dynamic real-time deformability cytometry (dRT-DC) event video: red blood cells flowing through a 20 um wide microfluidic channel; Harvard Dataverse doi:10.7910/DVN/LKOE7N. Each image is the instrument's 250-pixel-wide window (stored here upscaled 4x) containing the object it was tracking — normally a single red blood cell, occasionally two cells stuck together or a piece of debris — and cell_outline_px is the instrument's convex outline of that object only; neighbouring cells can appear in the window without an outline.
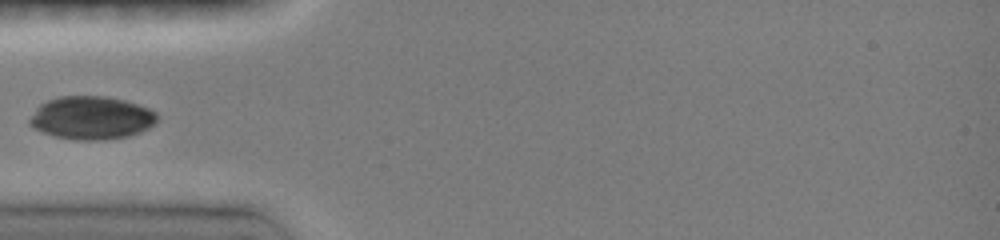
{"species": "common noctule bat (a hibernating species)", "species_latin": "Nyctalus noctula", "temperature_condition": "room temperature", "stored_images_in_passage": 22, "camera_frame_rate_fps": 3000, "um_per_image_px": 0.085, "animal": {"sex": "female", "body_mass_g": 19.0, "forearm_length_mm": 51.5}, "frame": {"image": 1, "passage_image": 1, "time_ms": 0.0, "image_size_px": [1000, 240], "cell_outline_px": [[156, 120], [148, 128], [140, 132], [128, 136], [100, 140], [80, 140], [56, 136], [44, 132], [28, 124], [28, 120], [36, 108], [40, 104], [48, 100], [60, 96], [108, 96], [124, 100], [148, 108], [156, 112]], "centroid_in_image_um": [7.75, 10.0], "position_along_channel_um": 77.2, "area_um2": 31.73}}
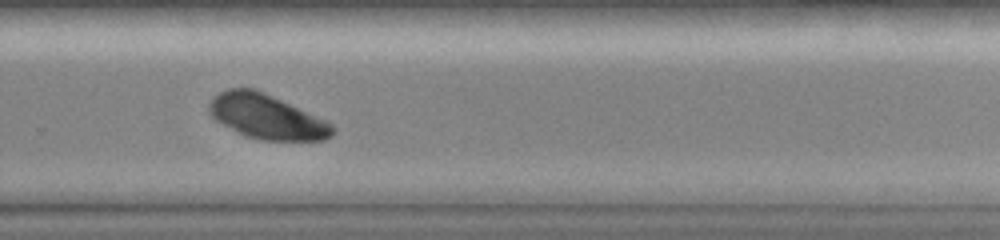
{"frame": {"image": 2, "passage_image": 13, "time_ms": 5.667, "image_size_px": [1000, 240], "cell_outline_px": [[336, 132], [332, 136], [324, 140], [260, 140], [244, 136], [236, 132], [216, 120], [208, 112], [208, 104], [220, 92], [228, 88], [252, 88], [264, 92], [328, 120], [336, 128]], "centroid_in_image_um": [22.71, 9.93], "position_along_channel_um": 307.1, "area_um2": 32.25}}
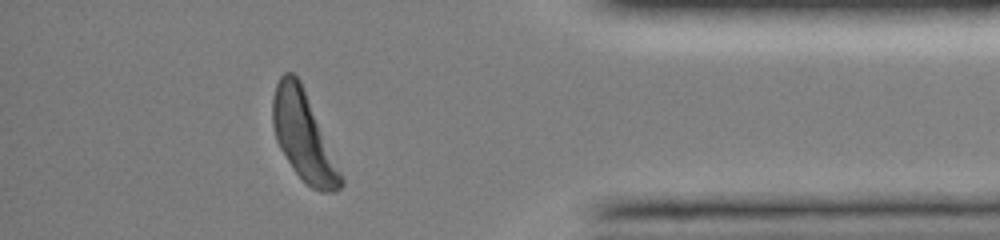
{"frame": {"image": 3, "passage_image": 20, "time_ms": 8.667, "image_size_px": [1000, 240], "cell_outline_px": [[344, 184], [340, 188], [332, 192], [320, 192], [312, 188], [292, 168], [280, 148], [276, 140], [272, 124], [272, 100], [276, 84], [280, 76], [284, 72], [292, 72], [300, 80], [344, 180]], "centroid_in_image_um": [25.76, 11.57], "position_along_channel_um": 409.4, "area_um2": 34.39}}